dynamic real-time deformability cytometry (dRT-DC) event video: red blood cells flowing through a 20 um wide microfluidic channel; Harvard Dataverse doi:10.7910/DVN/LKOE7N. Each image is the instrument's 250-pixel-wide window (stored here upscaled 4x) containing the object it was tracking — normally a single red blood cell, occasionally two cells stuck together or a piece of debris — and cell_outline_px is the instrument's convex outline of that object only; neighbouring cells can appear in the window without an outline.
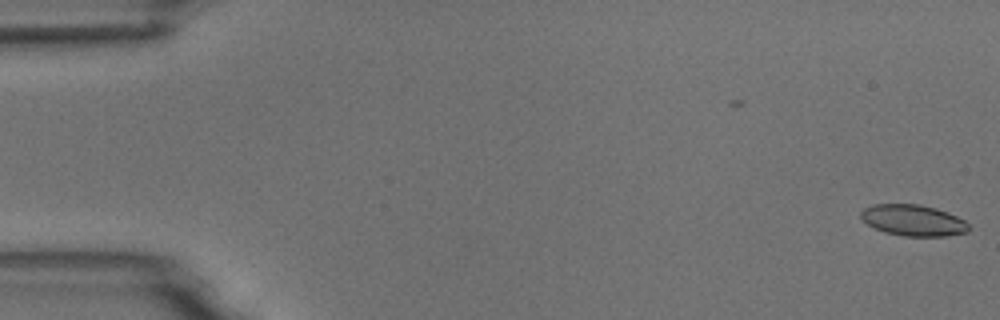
{"species": "common noctule bat (a hibernating species)", "species_latin": "Nyctalus noctula", "temperature_condition": "room temperature", "stored_images_in_passage": 2, "camera_frame_rate_fps": 3000, "um_per_image_px": 0.085, "animal": {"sex": "male", "body_mass_g": 18.8}, "frame": {"image": 1, "passage_image": 2, "time_ms": 1.333, "image_size_px": [1000, 320], "cell_outline_px": [[968, 232], [948, 236], [904, 236], [884, 232], [868, 224], [860, 216], [860, 212], [864, 208], [872, 204], [920, 204], [936, 208], [948, 212], [964, 220], [968, 224]], "centroid_in_image_um": [77.63, 18.72], "position_along_channel_um": 7.4, "area_um2": 19.59}}